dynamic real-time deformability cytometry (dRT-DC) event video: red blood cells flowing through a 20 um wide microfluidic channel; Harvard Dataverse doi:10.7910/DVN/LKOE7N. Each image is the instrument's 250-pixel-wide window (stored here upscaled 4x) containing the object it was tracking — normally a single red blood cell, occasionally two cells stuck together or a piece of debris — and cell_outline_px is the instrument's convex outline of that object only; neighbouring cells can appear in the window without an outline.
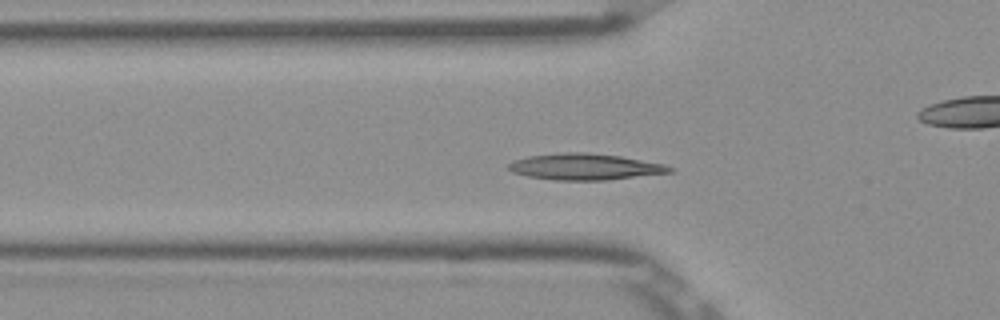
{"species": "Egyptian fruit bat (a non-hibernating species)", "species_latin": "Rousettus aegyptiacus", "temperature_condition": "room temperature", "stored_images_in_passage": 47, "camera_frame_rate_fps": 3000, "um_per_image_px": 0.085, "frame": {"image": 1, "passage_image": 11, "time_ms": 3.333, "image_size_px": [1000, 320], "cell_outline_px": [[676, 172], [608, 180], [556, 180], [528, 176], [512, 172], [508, 168], [508, 164], [512, 160], [528, 156], [564, 152], [588, 152], [620, 156], [664, 164], [676, 168]], "centroid_in_image_um": [49.77, 14.17], "position_along_channel_um": 76.0, "area_um2": 24.91}}
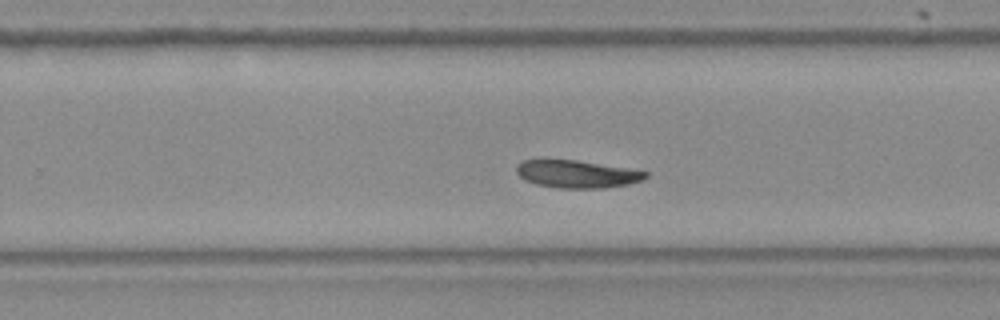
{"frame": {"image": 2, "passage_image": 27, "time_ms": 8.667, "image_size_px": [1000, 320], "cell_outline_px": [[648, 176], [644, 180], [628, 184], [604, 188], [556, 188], [536, 184], [524, 180], [516, 172], [516, 164], [524, 160], [576, 160], [648, 172]], "centroid_in_image_um": [49.01, 14.8], "position_along_channel_um": 280.8, "area_um2": 20.63}}
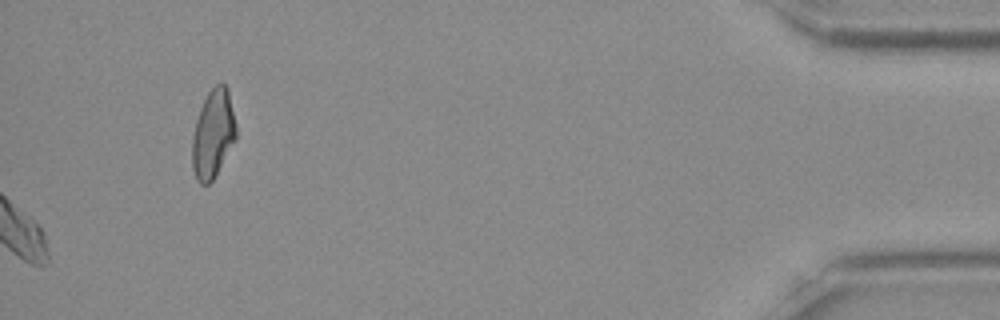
{"frame": {"image": 3, "passage_image": 47, "time_ms": 15.333, "image_size_px": [1000, 320], "cell_outline_px": [[236, 140], [212, 180], [208, 184], [200, 184], [196, 180], [192, 168], [192, 136], [196, 120], [200, 108], [208, 92], [216, 84], [224, 84], [228, 88], [236, 124]], "centroid_in_image_um": [18.1, 11.39], "position_along_channel_um": 417.1, "area_um2": 22.6}, "authors_computed_cell_mechanics": {"area_um2": 21.675, "velocity_mm_per_s": 3.8283, "shape_relaxation_time_tau1_ms": null, "shape_relaxation_time_tau2_ms": 2.8171, "deformation_change_tau1": null, "deformation_change_tau2": 0.0683}}